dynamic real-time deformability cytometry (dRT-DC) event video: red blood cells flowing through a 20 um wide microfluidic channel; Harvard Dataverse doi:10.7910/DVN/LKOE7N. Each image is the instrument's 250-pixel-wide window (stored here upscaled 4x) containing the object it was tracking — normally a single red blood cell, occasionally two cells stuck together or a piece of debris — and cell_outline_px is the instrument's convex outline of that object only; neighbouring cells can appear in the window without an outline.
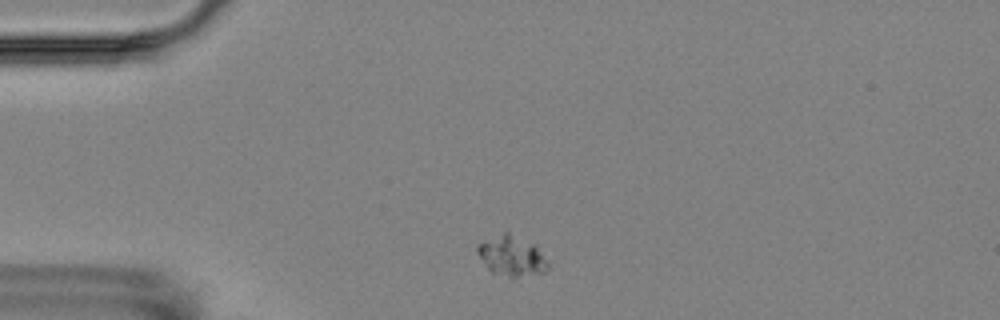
{"species": "Egyptian fruit bat (a non-hibernating species)", "species_latin": "Rousettus aegyptiacus", "temperature_condition": "room temperature", "stored_images_in_passage": 2, "camera_frame_rate_fps": 3000, "um_per_image_px": 0.085, "animal": {"sex": "female"}, "frame": {"image": 1, "passage_image": 1, "time_ms": 0.0, "image_size_px": [1000, 320], "cell_outline_px": [[548, 268], [544, 272], [516, 276], [508, 276], [492, 272], [488, 268], [476, 252], [476, 248], [480, 244], [504, 232], [508, 232], [536, 244], [548, 260]], "centroid_in_image_um": [43.53, 21.74], "position_along_channel_um": 41.5, "area_um2": 16.13}}